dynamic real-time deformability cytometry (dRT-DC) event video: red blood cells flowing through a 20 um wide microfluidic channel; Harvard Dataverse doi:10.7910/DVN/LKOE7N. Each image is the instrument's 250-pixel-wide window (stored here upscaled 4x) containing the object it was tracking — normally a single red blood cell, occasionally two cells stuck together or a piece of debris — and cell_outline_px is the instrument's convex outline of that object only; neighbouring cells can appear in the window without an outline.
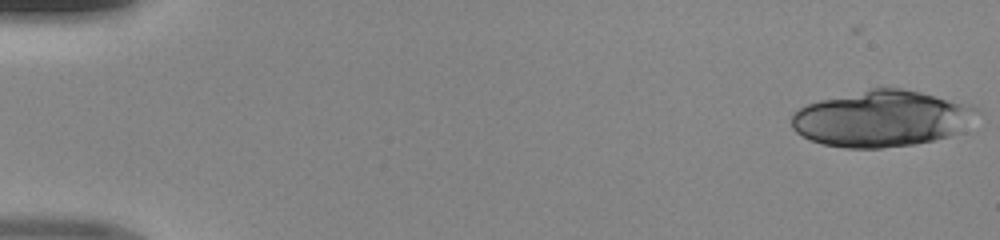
{"species": "human", "species_latin": "Homo sapiens", "temperature_condition": "room temperature", "stored_images_in_passage": 38, "camera_frame_rate_fps": 3000, "um_per_image_px": 0.085, "donor": {"sex": "male"}, "frame": {"image": 1, "passage_image": 1, "time_ms": 0.0, "image_size_px": [1000, 240], "cell_outline_px": [[984, 112], [964, 132], [932, 140], [912, 144], [880, 148], [844, 148], [824, 144], [812, 140], [796, 132], [792, 128], [792, 112], [808, 104], [820, 100], [880, 84], [920, 92], [972, 104]], "centroid_in_image_um": [75.04, 10.05], "position_along_channel_um": 10.0, "area_um2": 61.9}}
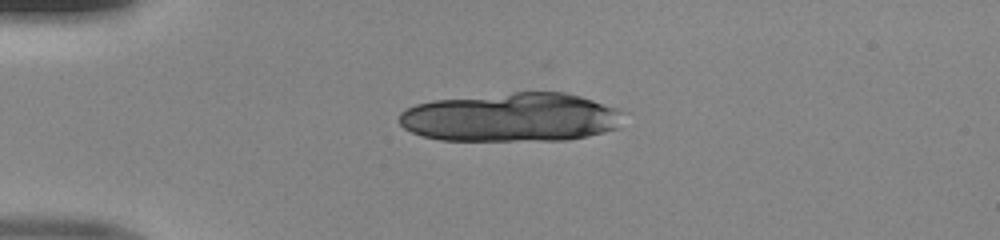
{"frame": {"image": 2, "passage_image": 12, "time_ms": 3.667, "image_size_px": [1000, 240], "cell_outline_px": [[628, 112], [616, 128], [604, 132], [588, 136], [568, 140], [440, 140], [420, 136], [404, 128], [400, 124], [400, 112], [404, 108], [416, 104], [432, 100], [512, 92], [564, 92], [580, 96]], "centroid_in_image_um": [43.46, 9.97], "position_along_channel_um": 41.5, "area_um2": 64.27}}